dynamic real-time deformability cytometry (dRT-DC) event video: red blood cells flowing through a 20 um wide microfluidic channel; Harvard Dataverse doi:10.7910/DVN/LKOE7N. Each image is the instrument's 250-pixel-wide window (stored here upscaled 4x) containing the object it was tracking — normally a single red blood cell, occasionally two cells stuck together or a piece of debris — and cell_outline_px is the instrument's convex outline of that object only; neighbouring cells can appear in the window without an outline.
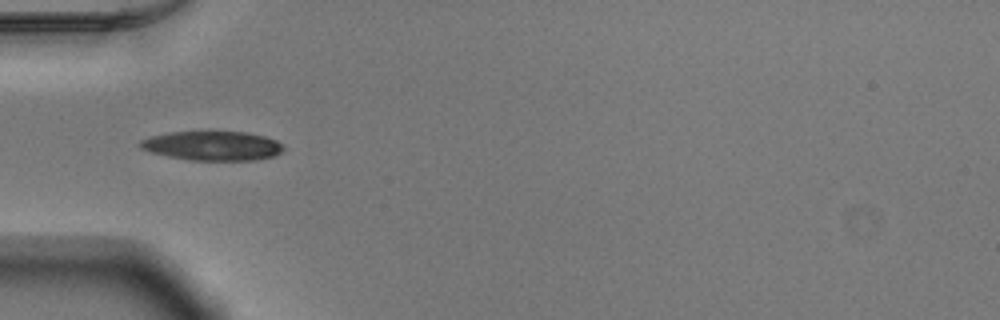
{"species": "Egyptian fruit bat (a non-hibernating species)", "species_latin": "Rousettus aegyptiacus", "temperature_condition": "warm", "stored_images_in_passage": 26, "camera_frame_rate_fps": 3000, "um_per_image_px": 0.085, "animal": {"sex": "male"}, "frame": {"image": 1, "passage_image": 5, "time_ms": 1.333, "image_size_px": [1000, 320], "cell_outline_px": [[284, 148], [280, 152], [272, 156], [256, 160], [188, 160], [148, 152], [140, 148], [136, 144], [140, 140], [148, 136], [168, 132], [248, 132], [264, 136], [276, 140]], "centroid_in_image_um": [17.97, 12.39], "position_along_channel_um": 67.0, "area_um2": 24.57}}
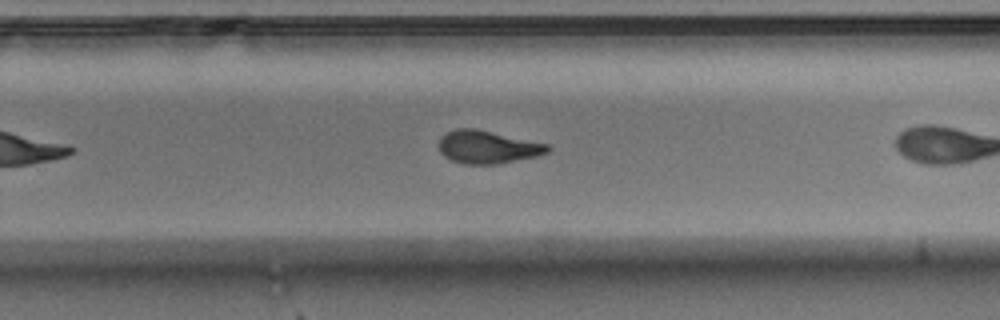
{"frame": {"image": 2, "passage_image": 19, "time_ms": 6.0, "image_size_px": [1000, 320], "cell_outline_px": [[552, 148], [548, 152], [536, 156], [496, 164], [464, 164], [452, 160], [444, 156], [440, 152], [440, 136], [456, 128], [476, 128], [548, 144]], "centroid_in_image_um": [41.44, 12.49], "position_along_channel_um": 288.4, "area_um2": 20.75}}
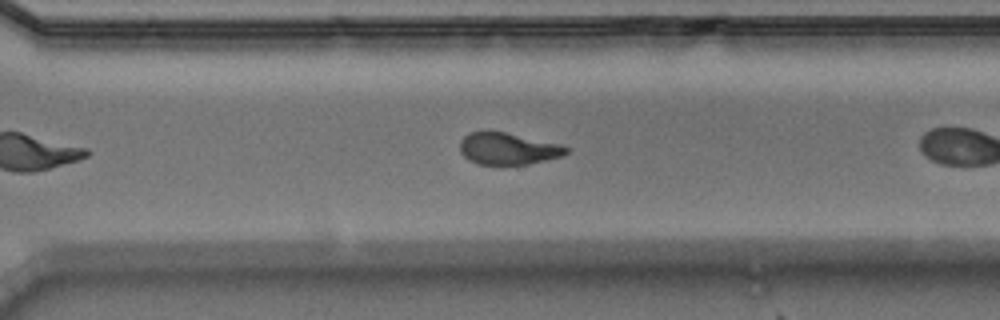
{"frame": {"image": 3, "passage_image": 22, "time_ms": 7.0, "image_size_px": [1000, 320], "cell_outline_px": [[568, 152], [560, 156], [528, 164], [500, 168], [476, 164], [468, 160], [460, 152], [460, 140], [468, 132], [488, 128], [560, 144], [568, 148]], "centroid_in_image_um": [43.07, 12.65], "position_along_channel_um": 327.5, "area_um2": 20.81}}